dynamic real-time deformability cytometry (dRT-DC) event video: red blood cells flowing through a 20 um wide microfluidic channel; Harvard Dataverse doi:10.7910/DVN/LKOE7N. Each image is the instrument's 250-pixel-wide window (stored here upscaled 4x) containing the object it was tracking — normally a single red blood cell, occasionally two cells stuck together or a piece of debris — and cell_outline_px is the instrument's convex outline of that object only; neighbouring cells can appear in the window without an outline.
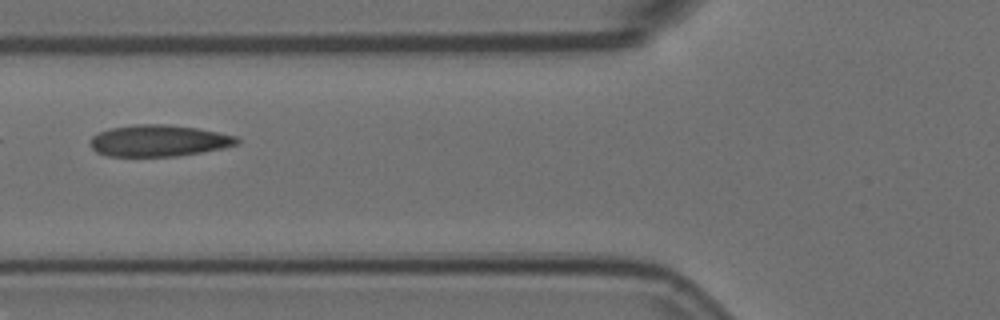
{"species": "Egyptian fruit bat (a non-hibernating species)", "species_latin": "Rousettus aegyptiacus", "temperature_condition": "room temperature", "stored_images_in_passage": 4, "camera_frame_rate_fps": 3000, "um_per_image_px": 0.085, "animal": {"sex": "female"}, "frame": {"image": 1, "passage_image": 4, "time_ms": 1.0, "image_size_px": [1000, 320], "cell_outline_px": [[240, 144], [224, 148], [176, 156], [108, 156], [96, 152], [92, 148], [92, 136], [100, 132], [112, 128], [136, 124], [168, 124], [196, 128], [236, 136], [240, 140]], "centroid_in_image_um": [13.53, 11.96], "position_along_channel_um": 112.3, "area_um2": 26.76}}